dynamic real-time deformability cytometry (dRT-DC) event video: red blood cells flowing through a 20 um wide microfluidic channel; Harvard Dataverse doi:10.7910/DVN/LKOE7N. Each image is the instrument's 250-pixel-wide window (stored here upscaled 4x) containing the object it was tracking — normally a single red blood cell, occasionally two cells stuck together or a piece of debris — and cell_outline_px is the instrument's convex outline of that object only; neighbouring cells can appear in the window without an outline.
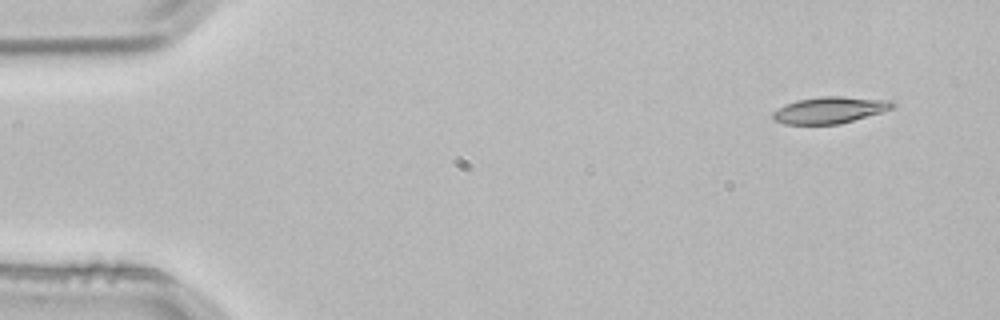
{"species": "common noctule bat (a hibernating species)", "species_latin": "Nyctalus noctula", "temperature_condition": "room temperature", "stored_images_in_passage": 4, "camera_frame_rate_fps": 3000, "um_per_image_px": 0.085, "animal": {"sex": "male", "body_mass_g": 21.5, "forearm_length_mm": 52.0}, "frame": {"image": 1, "passage_image": 1, "time_ms": 0.0, "image_size_px": [1000, 320], "cell_outline_px": [[896, 104], [892, 108], [884, 112], [840, 124], [784, 124], [772, 120], [772, 112], [776, 108], [784, 104], [796, 100], [820, 96], [840, 96], [892, 100]], "centroid_in_image_um": [70.51, 9.35], "position_along_channel_um": 14.5, "area_um2": 18.9}}
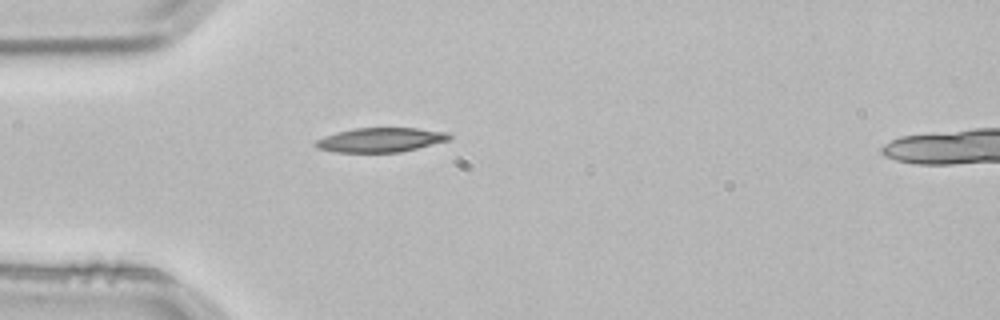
{"frame": {"image": 2, "passage_image": 3, "time_ms": 0.667, "image_size_px": [1000, 320], "cell_outline_px": [[452, 136], [448, 140], [400, 152], [336, 152], [316, 148], [312, 144], [316, 140], [324, 136], [336, 132], [356, 128], [416, 128], [448, 132]], "centroid_in_image_um": [32.3, 11.89], "position_along_channel_um": 52.7, "area_um2": 18.9}}